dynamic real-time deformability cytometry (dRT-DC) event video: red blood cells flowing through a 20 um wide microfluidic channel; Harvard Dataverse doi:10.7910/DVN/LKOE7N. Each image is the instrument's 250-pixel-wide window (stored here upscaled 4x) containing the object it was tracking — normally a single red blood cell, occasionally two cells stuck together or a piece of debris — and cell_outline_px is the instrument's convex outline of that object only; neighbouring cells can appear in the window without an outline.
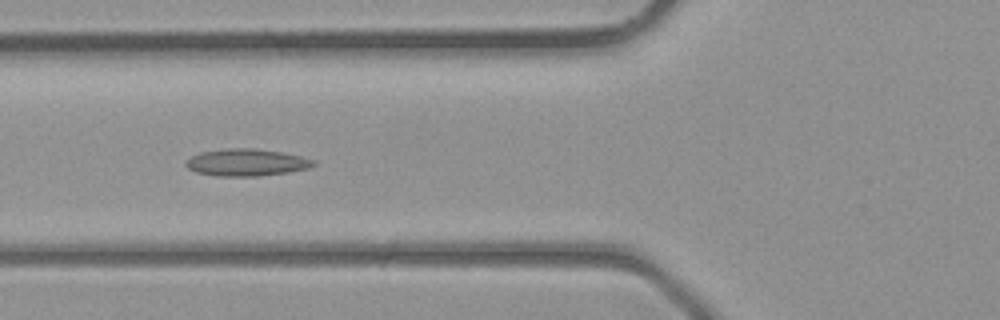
{"species": "common noctule bat (a hibernating species)", "species_latin": "Nyctalus noctula", "temperature_condition": "room temperature", "stored_images_in_passage": 29, "camera_frame_rate_fps": 3000, "um_per_image_px": 0.085, "animal": {"sex": "male", "body_mass_g": 23.1, "forearm_length_mm": 52.7}, "frame": {"image": 1, "passage_image": 9, "time_ms": 2.667, "image_size_px": [1000, 320], "cell_outline_px": [[316, 164], [312, 168], [288, 172], [260, 176], [216, 176], [196, 172], [188, 168], [184, 164], [192, 156], [200, 152], [228, 148], [252, 148], [284, 152], [316, 160]], "centroid_in_image_um": [21.0, 13.81], "position_along_channel_um": 104.8, "area_um2": 20.29}}
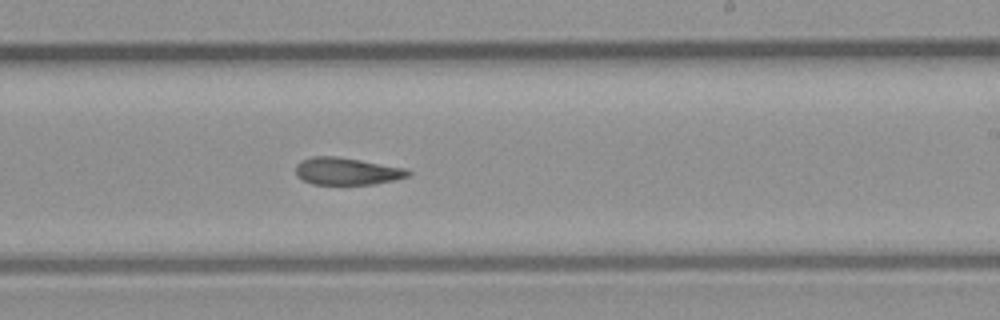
{"frame": {"image": 2, "passage_image": 18, "time_ms": 5.667, "image_size_px": [1000, 320], "cell_outline_px": [[412, 172], [408, 176], [396, 180], [372, 184], [312, 184], [296, 176], [296, 164], [300, 160], [312, 156], [336, 156], [360, 160], [404, 168]], "centroid_in_image_um": [29.45, 14.55], "position_along_channel_um": 259.6, "area_um2": 17.8}}
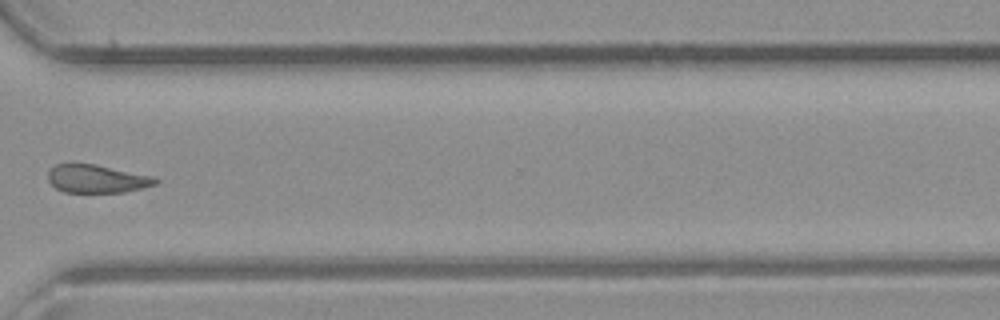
{"frame": {"image": 3, "passage_image": 24, "time_ms": 7.667, "image_size_px": [1000, 320], "cell_outline_px": [[160, 180], [156, 184], [124, 192], [64, 192], [56, 188], [48, 180], [48, 172], [56, 164], [68, 160], [72, 160], [96, 164], [156, 176]], "centroid_in_image_um": [8.21, 15.14], "position_along_channel_um": 362.4, "area_um2": 18.26}}